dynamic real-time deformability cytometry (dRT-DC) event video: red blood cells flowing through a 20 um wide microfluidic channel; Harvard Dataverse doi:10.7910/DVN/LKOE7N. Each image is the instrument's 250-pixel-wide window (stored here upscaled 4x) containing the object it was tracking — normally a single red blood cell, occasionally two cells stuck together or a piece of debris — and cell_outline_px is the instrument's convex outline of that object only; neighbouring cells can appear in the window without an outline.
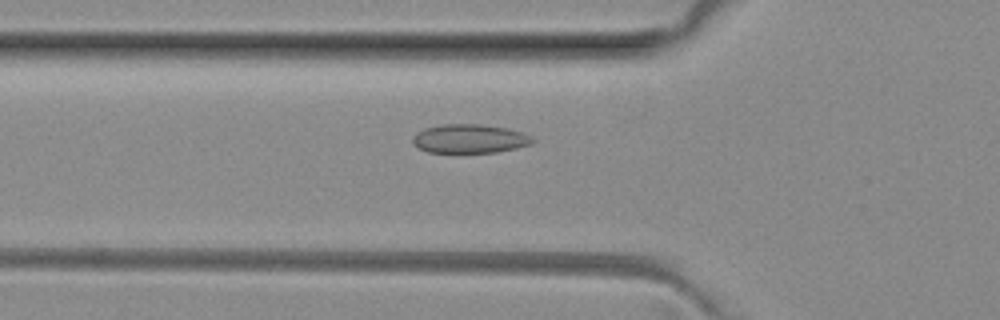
{"species": "common noctule bat (a hibernating species)", "species_latin": "Nyctalus noctula", "temperature_condition": "room temperature", "stored_images_in_passage": 43, "camera_frame_rate_fps": 3000, "um_per_image_px": 0.085, "animal": {"sex": "female", "body_mass_g": 29.2, "forearm_length_mm": 56.3}, "frame": {"image": 1, "passage_image": 12, "time_ms": 3.667, "image_size_px": [1000, 320], "cell_outline_px": [[536, 140], [532, 144], [516, 148], [496, 152], [428, 152], [420, 148], [412, 140], [412, 136], [416, 132], [424, 128], [440, 124], [480, 124], [508, 128], [524, 132], [532, 136]], "centroid_in_image_um": [39.96, 11.77], "position_along_channel_um": 85.8, "area_um2": 20.29}}
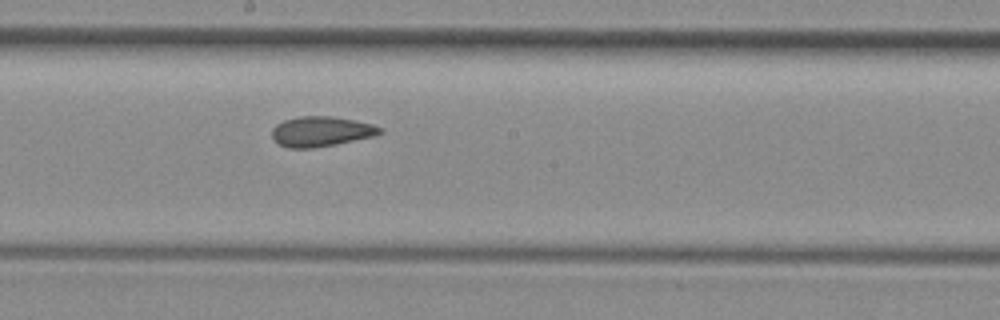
{"frame": {"image": 2, "passage_image": 22, "time_ms": 7.0, "image_size_px": [1000, 320], "cell_outline_px": [[384, 132], [376, 136], [336, 144], [312, 148], [288, 148], [272, 140], [272, 128], [276, 124], [284, 120], [296, 116], [332, 116], [372, 124], [380, 128]], "centroid_in_image_um": [27.27, 11.18], "position_along_channel_um": 220.9, "area_um2": 19.02}}
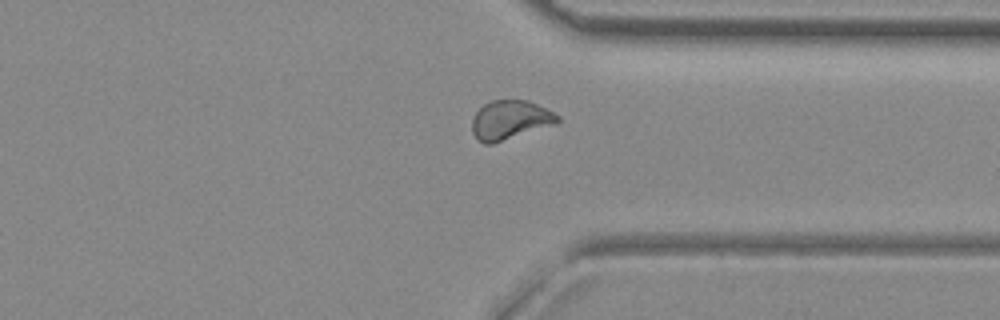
{"frame": {"image": 3, "passage_image": 33, "time_ms": 10.667, "image_size_px": [1000, 320], "cell_outline_px": [[560, 120], [556, 124], [492, 144], [484, 144], [472, 132], [472, 120], [476, 112], [484, 104], [492, 100], [528, 100], [560, 116]], "centroid_in_image_um": [43.36, 10.2], "position_along_channel_um": 368.0, "area_um2": 19.31}, "authors_computed_cell_mechanics": {"area_um2": 19.2474, "velocity_mm_per_s": 4.0385, "shape_relaxation_time_tau1_ms": null, "shape_relaxation_time_tau2_ms": 1.5314, "deformation_change_tau1": null, "deformation_change_tau2": 0.0746}}